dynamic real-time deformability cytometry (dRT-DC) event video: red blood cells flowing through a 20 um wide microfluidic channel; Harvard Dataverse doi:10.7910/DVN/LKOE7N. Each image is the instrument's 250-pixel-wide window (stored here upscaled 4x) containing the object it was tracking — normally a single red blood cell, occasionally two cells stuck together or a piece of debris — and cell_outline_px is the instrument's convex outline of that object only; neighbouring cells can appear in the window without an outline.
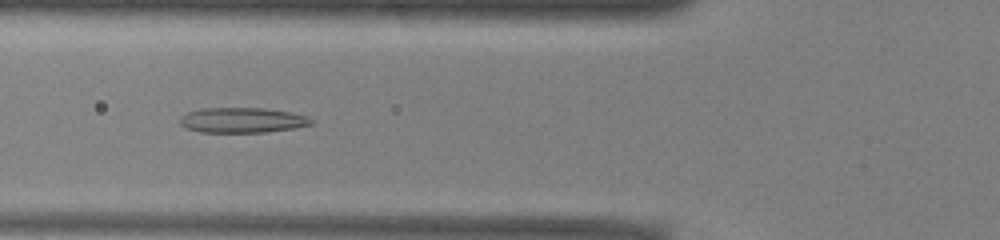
{"species": "common noctule bat (a hibernating species)", "species_latin": "Nyctalus noctula", "temperature_condition": "warm", "stored_images_in_passage": 50, "camera_frame_rate_fps": 3000, "um_per_image_px": 0.085, "animal": {"sex": "male", "body_mass_g": 13.0, "forearm_length_mm": 53.1}, "frame": {"image": 1, "passage_image": 18, "time_ms": 5.667, "image_size_px": [1000, 240], "cell_outline_px": [[312, 124], [292, 128], [264, 132], [200, 132], [184, 128], [180, 124], [180, 116], [188, 112], [204, 108], [264, 108], [288, 112], [308, 116], [312, 120]], "centroid_in_image_um": [20.54, 10.21], "position_along_channel_um": 105.3, "area_um2": 19.13}}
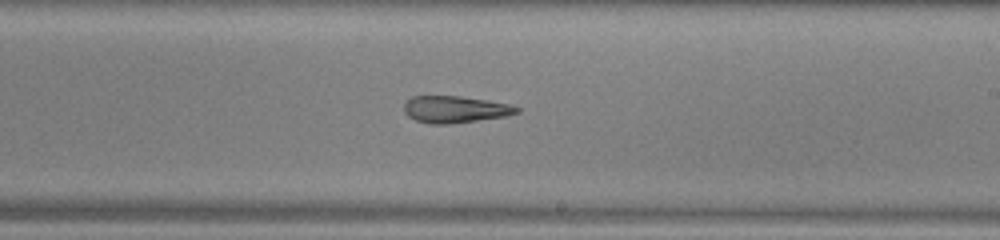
{"frame": {"image": 2, "passage_image": 29, "time_ms": 9.333, "image_size_px": [1000, 240], "cell_outline_px": [[520, 112], [504, 116], [448, 124], [428, 124], [416, 120], [408, 116], [404, 112], [404, 100], [412, 96], [460, 96], [488, 100], [508, 104], [520, 108]], "centroid_in_image_um": [38.63, 9.29], "position_along_channel_um": 250.4, "area_um2": 17.63}}
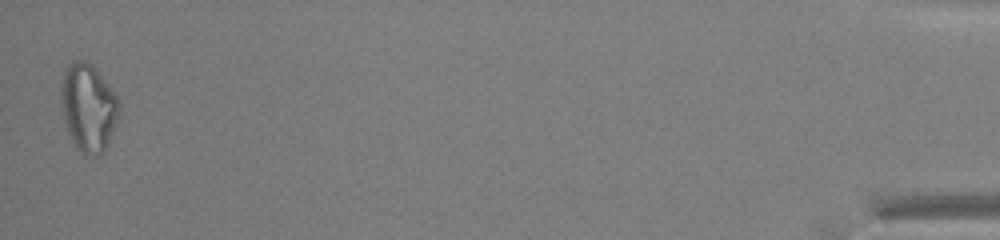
{"frame": {"image": 3, "passage_image": 50, "time_ms": 16.333, "image_size_px": [1000, 240], "cell_outline_px": [[120, 112], [116, 124], [104, 152], [100, 156], [84, 156], [76, 148], [68, 132], [64, 120], [60, 100], [60, 88], [64, 72], [68, 64], [72, 60], [84, 60], [92, 64], [108, 84], [120, 100]], "centroid_in_image_um": [7.51, 9.16], "position_along_channel_um": 427.7, "area_um2": 30.17}, "authors_computed_cell_mechanics": {"area_um2": 21.7906, "velocity_mm_per_s": 3.9625, "shape_relaxation_time_tau1_ms": null, "shape_relaxation_time_tau2_ms": 8.8638, "deformation_change_tau1": null, "deformation_change_tau2": 0.2617}}